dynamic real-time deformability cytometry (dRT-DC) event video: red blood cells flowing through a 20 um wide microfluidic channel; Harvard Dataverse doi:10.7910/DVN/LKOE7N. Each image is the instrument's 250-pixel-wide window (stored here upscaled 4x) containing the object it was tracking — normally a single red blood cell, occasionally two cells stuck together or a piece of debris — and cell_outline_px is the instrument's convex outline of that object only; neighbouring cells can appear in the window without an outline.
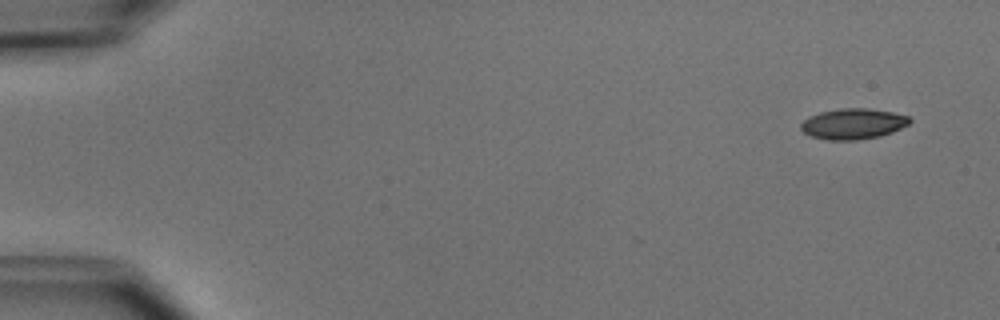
{"species": "common noctule bat (a hibernating species)", "species_latin": "Nyctalus noctula", "temperature_condition": "cold", "stored_images_in_passage": 4, "camera_frame_rate_fps": 3000, "um_per_image_px": 0.085, "animal": {"sex": "male", "body_mass_g": 15.6}, "frame": {"image": 1, "passage_image": 1, "time_ms": 0.0, "image_size_px": [1000, 320], "cell_outline_px": [[912, 120], [908, 124], [892, 132], [880, 136], [856, 140], [828, 140], [812, 136], [804, 132], [800, 128], [800, 124], [808, 116], [820, 112], [840, 108], [868, 108], [892, 112], [908, 116]], "centroid_in_image_um": [72.5, 10.52], "position_along_channel_um": 12.5, "area_um2": 19.42}}
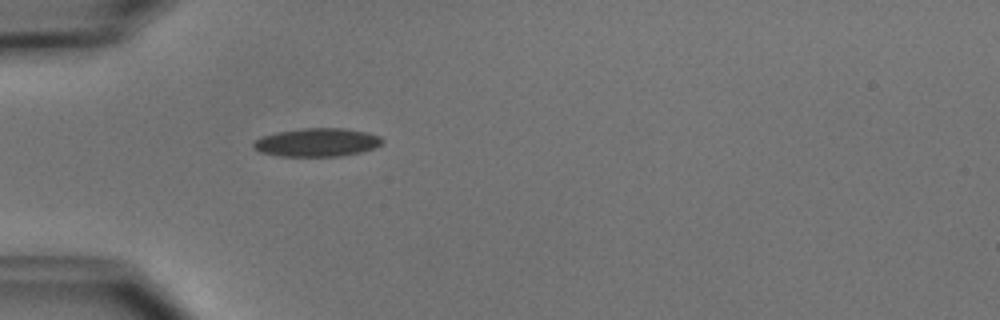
{"frame": {"image": 2, "passage_image": 4, "time_ms": 4.333, "image_size_px": [1000, 320], "cell_outline_px": [[384, 140], [376, 148], [344, 156], [280, 156], [260, 152], [252, 144], [256, 140], [264, 136], [276, 132], [304, 128], [344, 128], [368, 132], [380, 136]], "centroid_in_image_um": [27.0, 12.1], "position_along_channel_um": 58.0, "area_um2": 21.27}}